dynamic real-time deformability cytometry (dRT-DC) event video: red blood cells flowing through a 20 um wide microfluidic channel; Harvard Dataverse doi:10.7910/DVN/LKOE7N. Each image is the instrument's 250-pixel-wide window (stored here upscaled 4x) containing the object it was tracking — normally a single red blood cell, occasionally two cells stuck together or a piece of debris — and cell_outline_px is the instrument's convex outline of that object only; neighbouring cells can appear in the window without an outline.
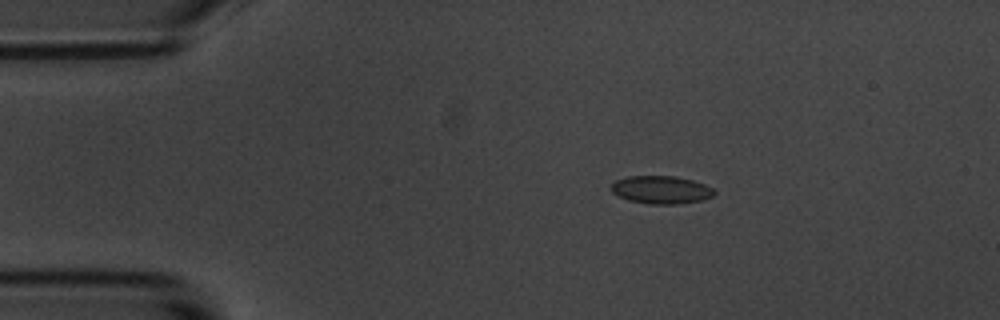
{"species": "common noctule bat (a hibernating species)", "species_latin": "Nyctalus noctula", "temperature_condition": "room temperature", "stored_images_in_passage": 49, "camera_frame_rate_fps": 3000, "um_per_image_px": 0.085, "animal": {"sex": "male", "body_mass_g": 20.1, "forearm_length_mm": 53.5}, "frame": {"image": 1, "passage_image": 3, "time_ms": 0.667, "image_size_px": [1000, 320], "cell_outline_px": [[716, 192], [712, 196], [704, 200], [680, 204], [648, 204], [628, 200], [612, 192], [608, 188], [616, 180], [628, 176], [676, 176], [692, 180], [704, 184], [712, 188]], "centroid_in_image_um": [56.19, 16.14], "position_along_channel_um": 28.8, "area_um2": 16.88}}
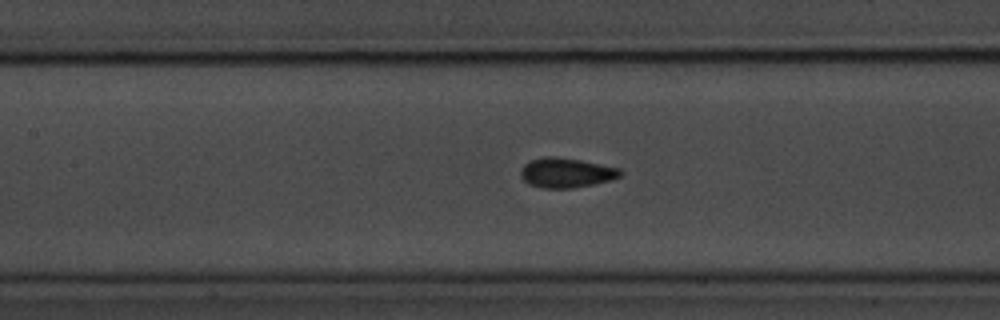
{"frame": {"image": 2, "passage_image": 18, "time_ms": 5.667, "image_size_px": [1000, 320], "cell_outline_px": [[624, 172], [620, 176], [608, 180], [592, 184], [572, 188], [544, 188], [528, 184], [520, 176], [520, 168], [524, 164], [532, 160], [544, 156], [556, 156], [580, 160], [620, 168]], "centroid_in_image_um": [48.1, 14.67], "position_along_channel_um": 159.3, "area_um2": 17.22}}
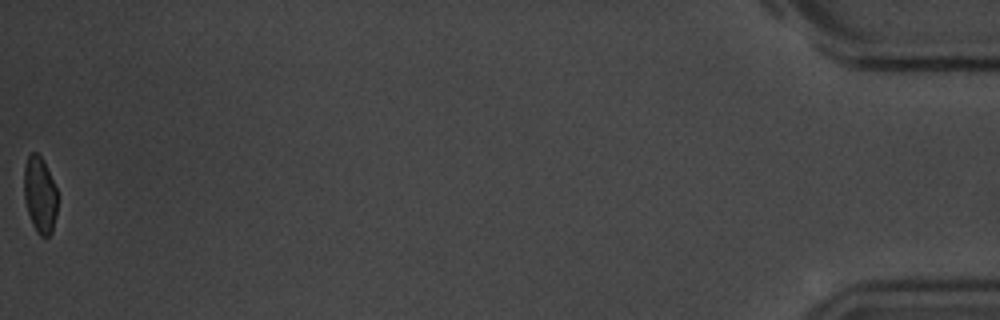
{"frame": {"image": 3, "passage_image": 49, "time_ms": 16.0, "image_size_px": [1000, 320], "cell_outline_px": [[56, 216], [52, 232], [48, 236], [40, 236], [36, 232], [32, 224], [24, 200], [24, 168], [28, 156], [32, 152], [36, 152], [44, 160], [56, 188]], "centroid_in_image_um": [3.38, 16.56], "position_along_channel_um": 431.8, "area_um2": 14.85}, "authors_computed_cell_mechanics": {"area_um2": 16.5308, "velocity_mm_per_s": 3.6069, "shape_relaxation_time_tau1_ms": 3.3644, "shape_relaxation_time_tau2_ms": 1.5497, "deformation_change_tau1": 0.0845, "deformation_change_tau2": 0.0625}}